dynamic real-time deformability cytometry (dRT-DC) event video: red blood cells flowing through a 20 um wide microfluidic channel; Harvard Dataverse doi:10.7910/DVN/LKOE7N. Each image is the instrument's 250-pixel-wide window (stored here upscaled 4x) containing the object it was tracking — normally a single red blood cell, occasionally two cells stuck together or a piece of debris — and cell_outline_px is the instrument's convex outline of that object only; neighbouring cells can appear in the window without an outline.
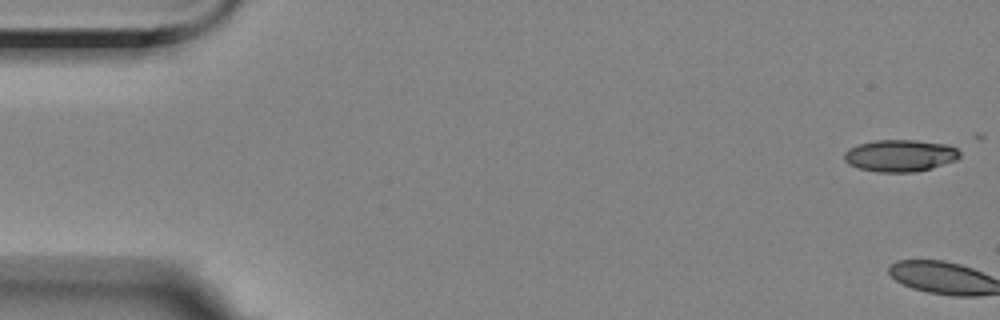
{"species": "Egyptian fruit bat (a non-hibernating species)", "species_latin": "Rousettus aegyptiacus", "temperature_condition": "room temperature", "stored_images_in_passage": 6, "camera_frame_rate_fps": 3000, "um_per_image_px": 0.085, "animal": {"sex": "female"}, "frame": {"image": 1, "passage_image": 1, "time_ms": 0.0, "image_size_px": [1000, 320], "cell_outline_px": [[960, 156], [956, 160], [932, 168], [916, 172], [876, 172], [860, 168], [848, 164], [844, 160], [844, 152], [848, 148], [860, 144], [876, 140], [916, 140], [948, 144], [956, 148], [960, 152]], "centroid_in_image_um": [76.51, 13.23], "position_along_channel_um": 8.5, "area_um2": 21.62}}
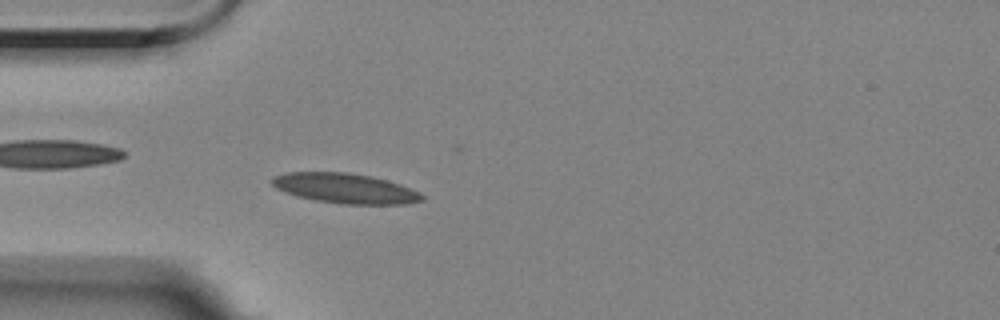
{"frame": {"image": 2, "passage_image": 6, "time_ms": 5.667, "image_size_px": [1000, 320], "cell_outline_px": [[424, 200], [408, 204], [344, 204], [316, 200], [296, 196], [284, 192], [276, 188], [268, 180], [272, 176], [288, 172], [348, 172], [372, 176], [388, 180], [400, 184], [420, 192], [424, 196]], "centroid_in_image_um": [29.33, 16.0], "position_along_channel_um": 55.7, "area_um2": 26.47}}